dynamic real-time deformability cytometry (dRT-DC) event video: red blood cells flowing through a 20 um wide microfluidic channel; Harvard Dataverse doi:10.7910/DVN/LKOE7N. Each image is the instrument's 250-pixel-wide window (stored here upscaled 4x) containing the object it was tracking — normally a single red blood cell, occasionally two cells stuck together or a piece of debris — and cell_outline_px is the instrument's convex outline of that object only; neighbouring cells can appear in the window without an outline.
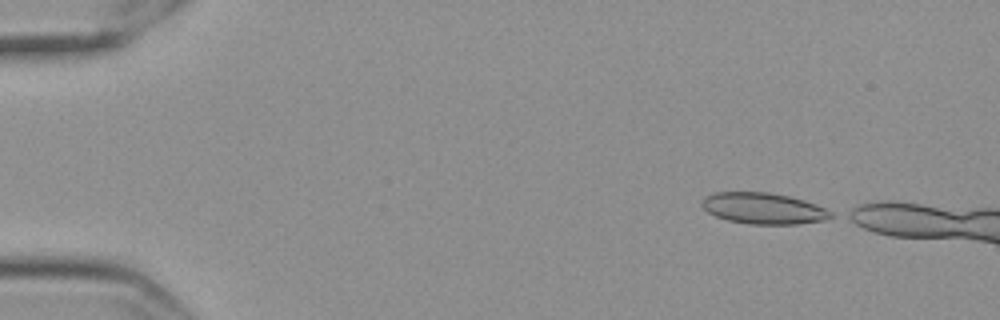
{"species": "Egyptian fruit bat (a non-hibernating species)", "species_latin": "Rousettus aegyptiacus", "temperature_condition": "cold", "stored_images_in_passage": 17, "camera_frame_rate_fps": 3000, "um_per_image_px": 0.085, "frame": {"image": 1, "passage_image": 1, "time_ms": 0.0, "image_size_px": [1000, 320], "cell_outline_px": [[836, 216], [824, 220], [796, 224], [748, 224], [728, 220], [716, 216], [708, 212], [700, 204], [700, 200], [704, 196], [716, 192], [768, 192], [788, 196], [804, 200], [816, 204], [832, 212]], "centroid_in_image_um": [64.88, 17.71], "position_along_channel_um": 20.1, "area_um2": 23.52}}
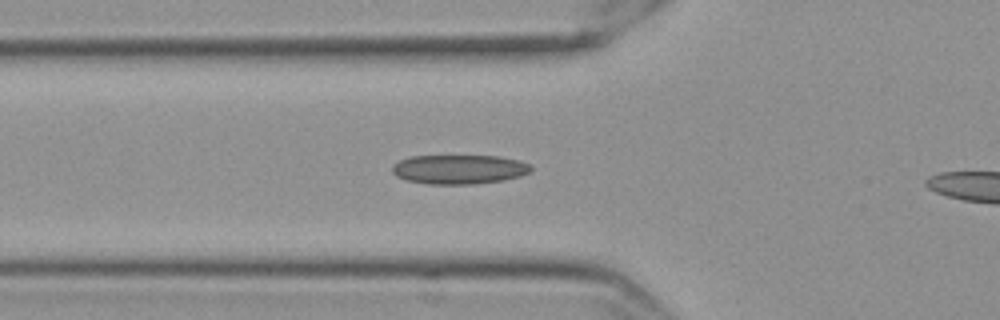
{"frame": {"image": 2, "passage_image": 15, "time_ms": 4.667, "image_size_px": [1000, 320], "cell_outline_px": [[532, 172], [520, 176], [504, 180], [472, 184], [428, 184], [408, 180], [396, 176], [392, 172], [392, 164], [408, 156], [500, 156], [520, 160], [532, 164]], "centroid_in_image_um": [39.06, 14.38], "position_along_channel_um": 86.7, "area_um2": 23.93}}